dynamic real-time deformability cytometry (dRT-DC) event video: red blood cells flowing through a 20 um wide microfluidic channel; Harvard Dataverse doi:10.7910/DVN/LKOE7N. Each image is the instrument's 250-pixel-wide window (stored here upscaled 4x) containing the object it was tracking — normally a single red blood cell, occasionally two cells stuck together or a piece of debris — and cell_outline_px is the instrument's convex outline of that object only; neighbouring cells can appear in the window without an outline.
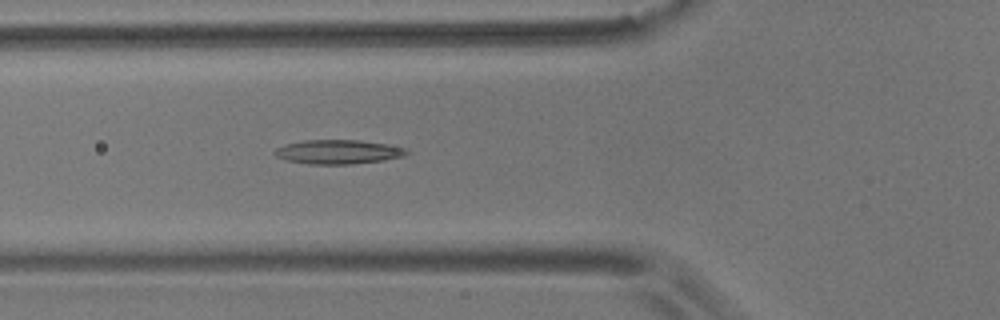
{"species": "common noctule bat (a hibernating species)", "species_latin": "Nyctalus noctula", "temperature_condition": "room temperature", "stored_images_in_passage": 54, "camera_frame_rate_fps": 3000, "um_per_image_px": 0.085, "animal": {"sex": "male", "body_mass_g": 17.9}, "frame": {"image": 1, "passage_image": 19, "time_ms": 6.0, "image_size_px": [1000, 320], "cell_outline_px": [[412, 152], [404, 156], [384, 160], [352, 164], [308, 164], [288, 160], [276, 156], [272, 152], [276, 148], [284, 144], [304, 140], [360, 140], [388, 144], [404, 148]], "centroid_in_image_um": [28.76, 12.9], "position_along_channel_um": 97.0, "area_um2": 18.67}}
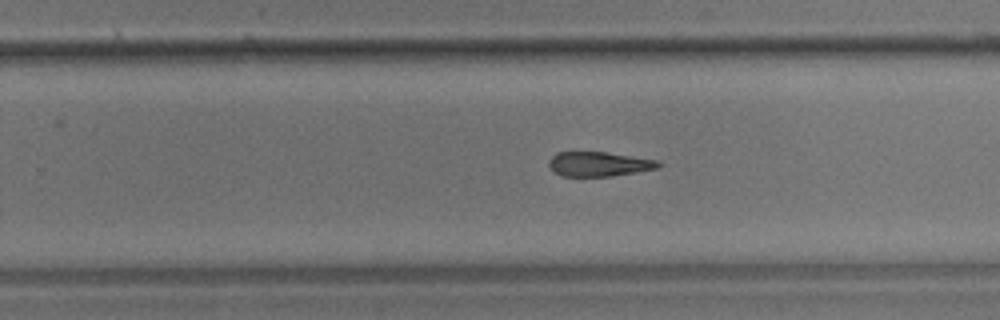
{"frame": {"image": 2, "passage_image": 34, "time_ms": 11.0, "image_size_px": [1000, 320], "cell_outline_px": [[660, 164], [656, 168], [636, 172], [612, 176], [560, 176], [548, 164], [548, 160], [556, 152], [604, 152], [660, 160]], "centroid_in_image_um": [50.89, 13.94], "position_along_channel_um": 278.9, "area_um2": 15.55}}
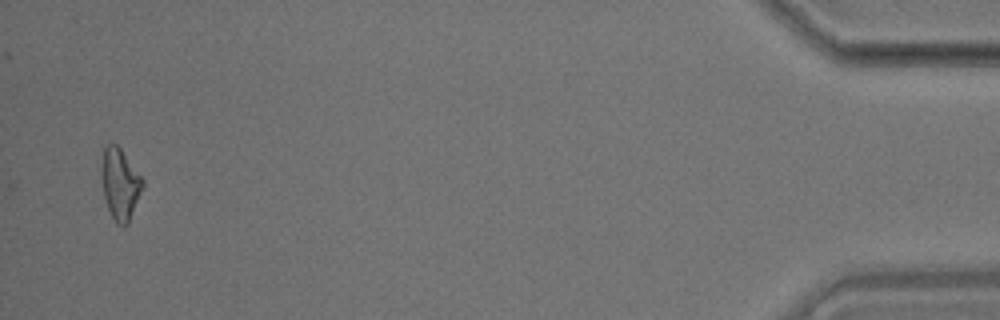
{"frame": {"image": 3, "passage_image": 53, "time_ms": 17.333, "image_size_px": [1000, 320], "cell_outline_px": [[144, 188], [128, 224], [124, 228], [116, 224], [108, 208], [104, 196], [100, 172], [104, 148], [108, 144], [116, 144], [120, 148], [144, 180]], "centroid_in_image_um": [10.22, 15.68], "position_along_channel_um": 425.0, "area_um2": 17.22}, "authors_computed_cell_mechanics": {"area_um2": 17.3689, "velocity_mm_per_s": 3.6347, "shape_relaxation_time_tau1_ms": 8.3917, "shape_relaxation_time_tau2_ms": 11.0499, "deformation_change_tau1": 0.2246, "deformation_change_tau2": 0.2846}}